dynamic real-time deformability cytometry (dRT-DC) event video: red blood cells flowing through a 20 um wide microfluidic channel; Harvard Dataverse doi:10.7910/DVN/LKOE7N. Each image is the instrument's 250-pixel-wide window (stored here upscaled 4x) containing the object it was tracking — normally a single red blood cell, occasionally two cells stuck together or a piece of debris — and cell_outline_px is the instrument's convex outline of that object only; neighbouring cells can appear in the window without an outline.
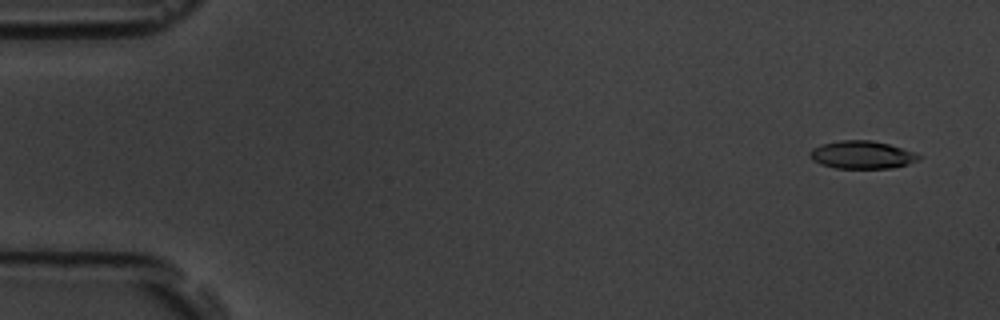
{"species": "common noctule bat (a hibernating species)", "species_latin": "Nyctalus noctula", "temperature_condition": "room temperature", "stored_images_in_passage": 54, "camera_frame_rate_fps": 3000, "um_per_image_px": 0.085, "animal": {"sex": "male", "body_mass_g": 19.5, "forearm_length_mm": 54.6}, "frame": {"image": 1, "passage_image": 3, "time_ms": 0.667, "image_size_px": [1000, 320], "cell_outline_px": [[920, 160], [908, 164], [892, 168], [836, 168], [820, 164], [812, 160], [808, 152], [812, 148], [820, 144], [840, 140], [872, 140], [888, 144], [912, 152], [920, 156]], "centroid_in_image_um": [73.21, 13.16], "position_along_channel_um": 11.8, "area_um2": 17.63}}
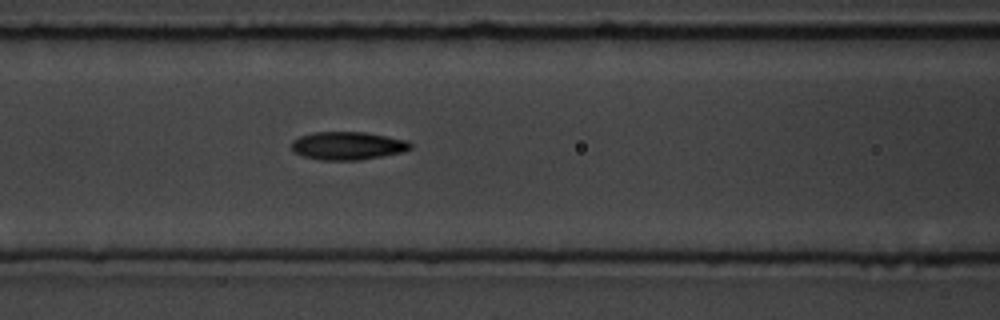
{"frame": {"image": 2, "passage_image": 23, "time_ms": 7.333, "image_size_px": [1000, 320], "cell_outline_px": [[412, 148], [404, 152], [360, 160], [320, 160], [304, 156], [292, 152], [292, 140], [300, 136], [312, 132], [364, 132], [388, 136], [408, 140], [412, 144]], "centroid_in_image_um": [29.57, 12.39], "position_along_channel_um": 137.0, "area_um2": 19.65}}
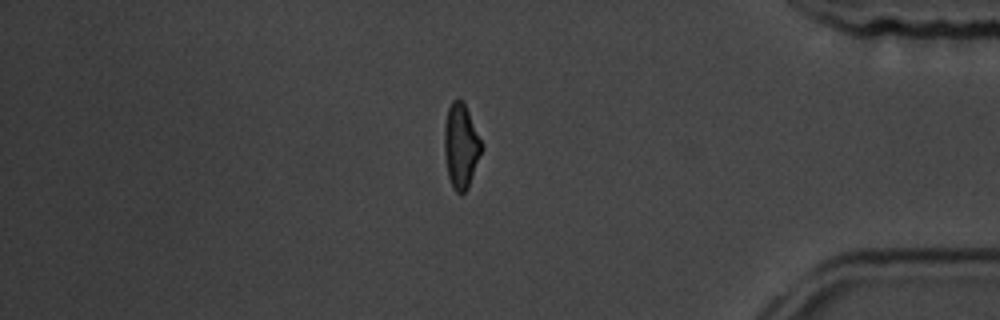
{"frame": {"image": 3, "passage_image": 46, "time_ms": 15.0, "image_size_px": [1000, 320], "cell_outline_px": [[484, 148], [468, 188], [460, 196], [452, 188], [448, 176], [444, 152], [444, 124], [448, 108], [452, 100], [456, 96], [464, 100], [484, 144]], "centroid_in_image_um": [39.2, 12.37], "position_along_channel_um": 396.0, "area_um2": 19.13}, "authors_computed_cell_mechanics": {"area_um2": 18.4382, "velocity_mm_per_s": 3.7832, "shape_relaxation_time_tau1_ms": 4.8185, "shape_relaxation_time_tau2_ms": 3.399, "deformation_change_tau1": 0.1599, "deformation_change_tau2": 0.1163}}